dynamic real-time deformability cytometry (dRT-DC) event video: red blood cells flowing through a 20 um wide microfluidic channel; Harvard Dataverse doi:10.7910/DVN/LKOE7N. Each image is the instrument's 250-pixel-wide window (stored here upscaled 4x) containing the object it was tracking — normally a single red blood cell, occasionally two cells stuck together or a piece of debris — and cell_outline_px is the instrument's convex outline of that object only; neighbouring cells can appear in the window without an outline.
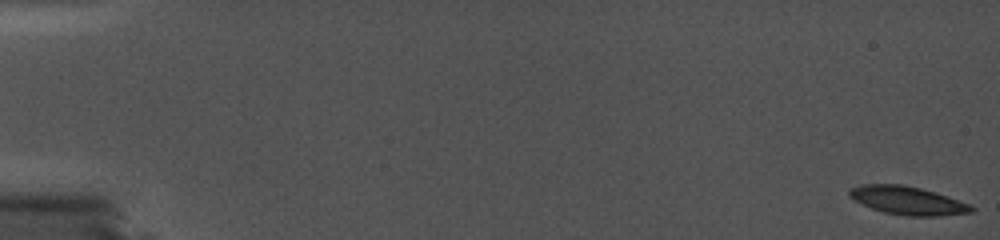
{"species": "common noctule bat (a hibernating species)", "species_latin": "Nyctalus noctula", "temperature_condition": "cold", "stored_images_in_passage": 6, "camera_frame_rate_fps": 5000, "um_per_image_px": 0.085, "animal": {"sex": "female", "body_mass_g": 19.0, "forearm_length_mm": 56.7}, "frame": {"image": 1, "passage_image": 1, "time_ms": 0.0, "image_size_px": [1000, 240], "cell_outline_px": [[972, 208], [968, 212], [928, 216], [908, 216], [884, 212], [872, 208], [856, 200], [848, 192], [852, 188], [868, 184], [904, 184], [920, 188], [944, 196], [964, 204]], "centroid_in_image_um": [77.04, 17.03], "position_along_channel_um": 8.0, "area_um2": 18.9}}